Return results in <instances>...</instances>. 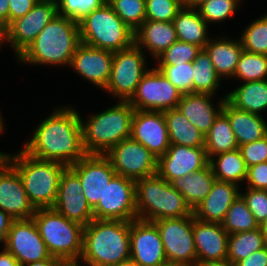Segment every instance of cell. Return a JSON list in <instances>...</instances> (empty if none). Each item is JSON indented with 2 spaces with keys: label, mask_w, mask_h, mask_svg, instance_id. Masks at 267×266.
I'll return each instance as SVG.
<instances>
[{
  "label": "cell",
  "mask_w": 267,
  "mask_h": 266,
  "mask_svg": "<svg viewBox=\"0 0 267 266\" xmlns=\"http://www.w3.org/2000/svg\"><path fill=\"white\" fill-rule=\"evenodd\" d=\"M108 0H56L57 15L81 21L92 11L103 7Z\"/></svg>",
  "instance_id": "43"
},
{
  "label": "cell",
  "mask_w": 267,
  "mask_h": 266,
  "mask_svg": "<svg viewBox=\"0 0 267 266\" xmlns=\"http://www.w3.org/2000/svg\"><path fill=\"white\" fill-rule=\"evenodd\" d=\"M222 111L227 115L238 147L267 135V122L262 115L249 113L225 100Z\"/></svg>",
  "instance_id": "27"
},
{
  "label": "cell",
  "mask_w": 267,
  "mask_h": 266,
  "mask_svg": "<svg viewBox=\"0 0 267 266\" xmlns=\"http://www.w3.org/2000/svg\"><path fill=\"white\" fill-rule=\"evenodd\" d=\"M107 3L134 32L145 21V0H108Z\"/></svg>",
  "instance_id": "41"
},
{
  "label": "cell",
  "mask_w": 267,
  "mask_h": 266,
  "mask_svg": "<svg viewBox=\"0 0 267 266\" xmlns=\"http://www.w3.org/2000/svg\"><path fill=\"white\" fill-rule=\"evenodd\" d=\"M221 224L229 235L260 228L241 195L229 207Z\"/></svg>",
  "instance_id": "37"
},
{
  "label": "cell",
  "mask_w": 267,
  "mask_h": 266,
  "mask_svg": "<svg viewBox=\"0 0 267 266\" xmlns=\"http://www.w3.org/2000/svg\"><path fill=\"white\" fill-rule=\"evenodd\" d=\"M131 221L93 219L83 228L79 262L86 266H113L130 259Z\"/></svg>",
  "instance_id": "2"
},
{
  "label": "cell",
  "mask_w": 267,
  "mask_h": 266,
  "mask_svg": "<svg viewBox=\"0 0 267 266\" xmlns=\"http://www.w3.org/2000/svg\"><path fill=\"white\" fill-rule=\"evenodd\" d=\"M267 246L261 228L230 234L228 237L227 260L233 264L245 259L255 251Z\"/></svg>",
  "instance_id": "36"
},
{
  "label": "cell",
  "mask_w": 267,
  "mask_h": 266,
  "mask_svg": "<svg viewBox=\"0 0 267 266\" xmlns=\"http://www.w3.org/2000/svg\"><path fill=\"white\" fill-rule=\"evenodd\" d=\"M94 219L132 221L137 219L135 181L115 175L103 198L93 208Z\"/></svg>",
  "instance_id": "13"
},
{
  "label": "cell",
  "mask_w": 267,
  "mask_h": 266,
  "mask_svg": "<svg viewBox=\"0 0 267 266\" xmlns=\"http://www.w3.org/2000/svg\"><path fill=\"white\" fill-rule=\"evenodd\" d=\"M79 261H63L59 266H80Z\"/></svg>",
  "instance_id": "61"
},
{
  "label": "cell",
  "mask_w": 267,
  "mask_h": 266,
  "mask_svg": "<svg viewBox=\"0 0 267 266\" xmlns=\"http://www.w3.org/2000/svg\"><path fill=\"white\" fill-rule=\"evenodd\" d=\"M0 209L13 220L30 219L36 211L28 199L21 177L8 161L0 168Z\"/></svg>",
  "instance_id": "22"
},
{
  "label": "cell",
  "mask_w": 267,
  "mask_h": 266,
  "mask_svg": "<svg viewBox=\"0 0 267 266\" xmlns=\"http://www.w3.org/2000/svg\"><path fill=\"white\" fill-rule=\"evenodd\" d=\"M177 40L197 45L204 49L209 41V25L196 8L183 7L173 20Z\"/></svg>",
  "instance_id": "31"
},
{
  "label": "cell",
  "mask_w": 267,
  "mask_h": 266,
  "mask_svg": "<svg viewBox=\"0 0 267 266\" xmlns=\"http://www.w3.org/2000/svg\"><path fill=\"white\" fill-rule=\"evenodd\" d=\"M164 246L168 264L195 266L197 254L193 234V215L154 221Z\"/></svg>",
  "instance_id": "10"
},
{
  "label": "cell",
  "mask_w": 267,
  "mask_h": 266,
  "mask_svg": "<svg viewBox=\"0 0 267 266\" xmlns=\"http://www.w3.org/2000/svg\"><path fill=\"white\" fill-rule=\"evenodd\" d=\"M130 137L143 144L157 158L164 155L170 141L163 112L135 110Z\"/></svg>",
  "instance_id": "19"
},
{
  "label": "cell",
  "mask_w": 267,
  "mask_h": 266,
  "mask_svg": "<svg viewBox=\"0 0 267 266\" xmlns=\"http://www.w3.org/2000/svg\"><path fill=\"white\" fill-rule=\"evenodd\" d=\"M137 219L154 222L193 215L184 196L158 174L135 181Z\"/></svg>",
  "instance_id": "6"
},
{
  "label": "cell",
  "mask_w": 267,
  "mask_h": 266,
  "mask_svg": "<svg viewBox=\"0 0 267 266\" xmlns=\"http://www.w3.org/2000/svg\"><path fill=\"white\" fill-rule=\"evenodd\" d=\"M182 94L193 93L192 62L177 65L155 66Z\"/></svg>",
  "instance_id": "42"
},
{
  "label": "cell",
  "mask_w": 267,
  "mask_h": 266,
  "mask_svg": "<svg viewBox=\"0 0 267 266\" xmlns=\"http://www.w3.org/2000/svg\"><path fill=\"white\" fill-rule=\"evenodd\" d=\"M52 208L82 226H87L94 219L93 209L82 192L80 178L69 166L60 176L57 198Z\"/></svg>",
  "instance_id": "17"
},
{
  "label": "cell",
  "mask_w": 267,
  "mask_h": 266,
  "mask_svg": "<svg viewBox=\"0 0 267 266\" xmlns=\"http://www.w3.org/2000/svg\"><path fill=\"white\" fill-rule=\"evenodd\" d=\"M213 38V39H212ZM209 38L204 50L210 57L217 75L223 80L233 79L243 48L240 40L230 37Z\"/></svg>",
  "instance_id": "28"
},
{
  "label": "cell",
  "mask_w": 267,
  "mask_h": 266,
  "mask_svg": "<svg viewBox=\"0 0 267 266\" xmlns=\"http://www.w3.org/2000/svg\"><path fill=\"white\" fill-rule=\"evenodd\" d=\"M215 180L216 178L208 163L201 170L184 177L175 178L170 183L184 196L186 203L194 210L209 194Z\"/></svg>",
  "instance_id": "29"
},
{
  "label": "cell",
  "mask_w": 267,
  "mask_h": 266,
  "mask_svg": "<svg viewBox=\"0 0 267 266\" xmlns=\"http://www.w3.org/2000/svg\"><path fill=\"white\" fill-rule=\"evenodd\" d=\"M80 43L78 22L56 15L17 60L24 65L68 67Z\"/></svg>",
  "instance_id": "3"
},
{
  "label": "cell",
  "mask_w": 267,
  "mask_h": 266,
  "mask_svg": "<svg viewBox=\"0 0 267 266\" xmlns=\"http://www.w3.org/2000/svg\"><path fill=\"white\" fill-rule=\"evenodd\" d=\"M248 167L267 162V135L262 139L238 147Z\"/></svg>",
  "instance_id": "47"
},
{
  "label": "cell",
  "mask_w": 267,
  "mask_h": 266,
  "mask_svg": "<svg viewBox=\"0 0 267 266\" xmlns=\"http://www.w3.org/2000/svg\"><path fill=\"white\" fill-rule=\"evenodd\" d=\"M2 113L0 112V134L2 135V133H3V131H4V125H5V123H4V120L2 119L3 118V116L1 115Z\"/></svg>",
  "instance_id": "62"
},
{
  "label": "cell",
  "mask_w": 267,
  "mask_h": 266,
  "mask_svg": "<svg viewBox=\"0 0 267 266\" xmlns=\"http://www.w3.org/2000/svg\"><path fill=\"white\" fill-rule=\"evenodd\" d=\"M225 96L235 108L262 115L267 110V79L243 82Z\"/></svg>",
  "instance_id": "30"
},
{
  "label": "cell",
  "mask_w": 267,
  "mask_h": 266,
  "mask_svg": "<svg viewBox=\"0 0 267 266\" xmlns=\"http://www.w3.org/2000/svg\"><path fill=\"white\" fill-rule=\"evenodd\" d=\"M260 228L267 244V219L260 225Z\"/></svg>",
  "instance_id": "59"
},
{
  "label": "cell",
  "mask_w": 267,
  "mask_h": 266,
  "mask_svg": "<svg viewBox=\"0 0 267 266\" xmlns=\"http://www.w3.org/2000/svg\"><path fill=\"white\" fill-rule=\"evenodd\" d=\"M166 119L170 144L204 147L205 135L202 134L178 108L163 111Z\"/></svg>",
  "instance_id": "32"
},
{
  "label": "cell",
  "mask_w": 267,
  "mask_h": 266,
  "mask_svg": "<svg viewBox=\"0 0 267 266\" xmlns=\"http://www.w3.org/2000/svg\"><path fill=\"white\" fill-rule=\"evenodd\" d=\"M56 15V1L38 0L25 16L12 21L6 27V43L10 44L16 58L27 49Z\"/></svg>",
  "instance_id": "14"
},
{
  "label": "cell",
  "mask_w": 267,
  "mask_h": 266,
  "mask_svg": "<svg viewBox=\"0 0 267 266\" xmlns=\"http://www.w3.org/2000/svg\"><path fill=\"white\" fill-rule=\"evenodd\" d=\"M9 0H0V21L8 26Z\"/></svg>",
  "instance_id": "54"
},
{
  "label": "cell",
  "mask_w": 267,
  "mask_h": 266,
  "mask_svg": "<svg viewBox=\"0 0 267 266\" xmlns=\"http://www.w3.org/2000/svg\"><path fill=\"white\" fill-rule=\"evenodd\" d=\"M113 52L84 43L77 46L69 67L98 89L104 90L110 79Z\"/></svg>",
  "instance_id": "20"
},
{
  "label": "cell",
  "mask_w": 267,
  "mask_h": 266,
  "mask_svg": "<svg viewBox=\"0 0 267 266\" xmlns=\"http://www.w3.org/2000/svg\"><path fill=\"white\" fill-rule=\"evenodd\" d=\"M235 80L251 82L267 79V55L242 51L237 63Z\"/></svg>",
  "instance_id": "38"
},
{
  "label": "cell",
  "mask_w": 267,
  "mask_h": 266,
  "mask_svg": "<svg viewBox=\"0 0 267 266\" xmlns=\"http://www.w3.org/2000/svg\"><path fill=\"white\" fill-rule=\"evenodd\" d=\"M193 234L197 262L227 260L229 234L222 224L200 221L193 215Z\"/></svg>",
  "instance_id": "23"
},
{
  "label": "cell",
  "mask_w": 267,
  "mask_h": 266,
  "mask_svg": "<svg viewBox=\"0 0 267 266\" xmlns=\"http://www.w3.org/2000/svg\"><path fill=\"white\" fill-rule=\"evenodd\" d=\"M80 178L82 192L93 209L103 198L106 186L116 175L105 154H86L69 166Z\"/></svg>",
  "instance_id": "16"
},
{
  "label": "cell",
  "mask_w": 267,
  "mask_h": 266,
  "mask_svg": "<svg viewBox=\"0 0 267 266\" xmlns=\"http://www.w3.org/2000/svg\"><path fill=\"white\" fill-rule=\"evenodd\" d=\"M5 248L21 266L51 257L33 218L12 221Z\"/></svg>",
  "instance_id": "15"
},
{
  "label": "cell",
  "mask_w": 267,
  "mask_h": 266,
  "mask_svg": "<svg viewBox=\"0 0 267 266\" xmlns=\"http://www.w3.org/2000/svg\"><path fill=\"white\" fill-rule=\"evenodd\" d=\"M214 95L207 93H191L181 96L177 105L179 111L191 122L199 131L206 135L213 125L215 118L223 109L226 96L220 98L218 105L213 101Z\"/></svg>",
  "instance_id": "25"
},
{
  "label": "cell",
  "mask_w": 267,
  "mask_h": 266,
  "mask_svg": "<svg viewBox=\"0 0 267 266\" xmlns=\"http://www.w3.org/2000/svg\"><path fill=\"white\" fill-rule=\"evenodd\" d=\"M12 221L13 219L11 216L7 212L0 209V245H3L1 248H5L6 237L8 231L10 230Z\"/></svg>",
  "instance_id": "51"
},
{
  "label": "cell",
  "mask_w": 267,
  "mask_h": 266,
  "mask_svg": "<svg viewBox=\"0 0 267 266\" xmlns=\"http://www.w3.org/2000/svg\"><path fill=\"white\" fill-rule=\"evenodd\" d=\"M62 262V260L51 256L48 259L31 262L23 266H59Z\"/></svg>",
  "instance_id": "53"
},
{
  "label": "cell",
  "mask_w": 267,
  "mask_h": 266,
  "mask_svg": "<svg viewBox=\"0 0 267 266\" xmlns=\"http://www.w3.org/2000/svg\"><path fill=\"white\" fill-rule=\"evenodd\" d=\"M117 102L84 121L81 117L83 146L87 154H105L122 140L130 138L135 109L129 101Z\"/></svg>",
  "instance_id": "4"
},
{
  "label": "cell",
  "mask_w": 267,
  "mask_h": 266,
  "mask_svg": "<svg viewBox=\"0 0 267 266\" xmlns=\"http://www.w3.org/2000/svg\"><path fill=\"white\" fill-rule=\"evenodd\" d=\"M209 164L218 181L230 182L238 186L246 181L248 168L239 149L212 156Z\"/></svg>",
  "instance_id": "33"
},
{
  "label": "cell",
  "mask_w": 267,
  "mask_h": 266,
  "mask_svg": "<svg viewBox=\"0 0 267 266\" xmlns=\"http://www.w3.org/2000/svg\"><path fill=\"white\" fill-rule=\"evenodd\" d=\"M130 246V258L138 266L168 265L159 229L154 222L132 220Z\"/></svg>",
  "instance_id": "18"
},
{
  "label": "cell",
  "mask_w": 267,
  "mask_h": 266,
  "mask_svg": "<svg viewBox=\"0 0 267 266\" xmlns=\"http://www.w3.org/2000/svg\"><path fill=\"white\" fill-rule=\"evenodd\" d=\"M204 1L206 0H182V5L187 8H196Z\"/></svg>",
  "instance_id": "56"
},
{
  "label": "cell",
  "mask_w": 267,
  "mask_h": 266,
  "mask_svg": "<svg viewBox=\"0 0 267 266\" xmlns=\"http://www.w3.org/2000/svg\"><path fill=\"white\" fill-rule=\"evenodd\" d=\"M240 186L215 180L206 198L193 210V215L200 221L222 223L229 207L239 197Z\"/></svg>",
  "instance_id": "24"
},
{
  "label": "cell",
  "mask_w": 267,
  "mask_h": 266,
  "mask_svg": "<svg viewBox=\"0 0 267 266\" xmlns=\"http://www.w3.org/2000/svg\"><path fill=\"white\" fill-rule=\"evenodd\" d=\"M113 266H138L133 259H128Z\"/></svg>",
  "instance_id": "58"
},
{
  "label": "cell",
  "mask_w": 267,
  "mask_h": 266,
  "mask_svg": "<svg viewBox=\"0 0 267 266\" xmlns=\"http://www.w3.org/2000/svg\"><path fill=\"white\" fill-rule=\"evenodd\" d=\"M182 8V0H146L145 20L173 22Z\"/></svg>",
  "instance_id": "45"
},
{
  "label": "cell",
  "mask_w": 267,
  "mask_h": 266,
  "mask_svg": "<svg viewBox=\"0 0 267 266\" xmlns=\"http://www.w3.org/2000/svg\"><path fill=\"white\" fill-rule=\"evenodd\" d=\"M146 60V54L135 43L126 49L113 52L110 79L103 91L119 101H129L141 78L150 69Z\"/></svg>",
  "instance_id": "9"
},
{
  "label": "cell",
  "mask_w": 267,
  "mask_h": 266,
  "mask_svg": "<svg viewBox=\"0 0 267 266\" xmlns=\"http://www.w3.org/2000/svg\"><path fill=\"white\" fill-rule=\"evenodd\" d=\"M8 153H4L0 151V168L5 164V162L8 160Z\"/></svg>",
  "instance_id": "60"
},
{
  "label": "cell",
  "mask_w": 267,
  "mask_h": 266,
  "mask_svg": "<svg viewBox=\"0 0 267 266\" xmlns=\"http://www.w3.org/2000/svg\"><path fill=\"white\" fill-rule=\"evenodd\" d=\"M176 41L173 22L145 20L134 32V43L143 52H149L154 60Z\"/></svg>",
  "instance_id": "26"
},
{
  "label": "cell",
  "mask_w": 267,
  "mask_h": 266,
  "mask_svg": "<svg viewBox=\"0 0 267 266\" xmlns=\"http://www.w3.org/2000/svg\"><path fill=\"white\" fill-rule=\"evenodd\" d=\"M105 155L117 175L137 181L157 174L158 158L131 137L113 146Z\"/></svg>",
  "instance_id": "12"
},
{
  "label": "cell",
  "mask_w": 267,
  "mask_h": 266,
  "mask_svg": "<svg viewBox=\"0 0 267 266\" xmlns=\"http://www.w3.org/2000/svg\"><path fill=\"white\" fill-rule=\"evenodd\" d=\"M7 161L17 170L34 208H52L57 198L60 176L67 166L58 161L34 158L22 148L17 154H8Z\"/></svg>",
  "instance_id": "5"
},
{
  "label": "cell",
  "mask_w": 267,
  "mask_h": 266,
  "mask_svg": "<svg viewBox=\"0 0 267 266\" xmlns=\"http://www.w3.org/2000/svg\"><path fill=\"white\" fill-rule=\"evenodd\" d=\"M37 1L38 0H9L8 25L12 21L25 16Z\"/></svg>",
  "instance_id": "49"
},
{
  "label": "cell",
  "mask_w": 267,
  "mask_h": 266,
  "mask_svg": "<svg viewBox=\"0 0 267 266\" xmlns=\"http://www.w3.org/2000/svg\"><path fill=\"white\" fill-rule=\"evenodd\" d=\"M166 266H185V265H175V264H168Z\"/></svg>",
  "instance_id": "63"
},
{
  "label": "cell",
  "mask_w": 267,
  "mask_h": 266,
  "mask_svg": "<svg viewBox=\"0 0 267 266\" xmlns=\"http://www.w3.org/2000/svg\"><path fill=\"white\" fill-rule=\"evenodd\" d=\"M0 266H21L19 261L6 249L0 251Z\"/></svg>",
  "instance_id": "52"
},
{
  "label": "cell",
  "mask_w": 267,
  "mask_h": 266,
  "mask_svg": "<svg viewBox=\"0 0 267 266\" xmlns=\"http://www.w3.org/2000/svg\"><path fill=\"white\" fill-rule=\"evenodd\" d=\"M209 163L204 147L170 144L166 153L158 158L157 174L166 181L184 177L201 170Z\"/></svg>",
  "instance_id": "21"
},
{
  "label": "cell",
  "mask_w": 267,
  "mask_h": 266,
  "mask_svg": "<svg viewBox=\"0 0 267 266\" xmlns=\"http://www.w3.org/2000/svg\"><path fill=\"white\" fill-rule=\"evenodd\" d=\"M238 39L244 51L267 55V13L250 22Z\"/></svg>",
  "instance_id": "39"
},
{
  "label": "cell",
  "mask_w": 267,
  "mask_h": 266,
  "mask_svg": "<svg viewBox=\"0 0 267 266\" xmlns=\"http://www.w3.org/2000/svg\"><path fill=\"white\" fill-rule=\"evenodd\" d=\"M246 183L247 188L267 190V162L248 167Z\"/></svg>",
  "instance_id": "48"
},
{
  "label": "cell",
  "mask_w": 267,
  "mask_h": 266,
  "mask_svg": "<svg viewBox=\"0 0 267 266\" xmlns=\"http://www.w3.org/2000/svg\"><path fill=\"white\" fill-rule=\"evenodd\" d=\"M240 195L254 215V218L261 225L267 219V190L247 188L245 193Z\"/></svg>",
  "instance_id": "46"
},
{
  "label": "cell",
  "mask_w": 267,
  "mask_h": 266,
  "mask_svg": "<svg viewBox=\"0 0 267 266\" xmlns=\"http://www.w3.org/2000/svg\"><path fill=\"white\" fill-rule=\"evenodd\" d=\"M181 96L177 88L153 67L141 78L129 103L135 110L163 112L177 108Z\"/></svg>",
  "instance_id": "11"
},
{
  "label": "cell",
  "mask_w": 267,
  "mask_h": 266,
  "mask_svg": "<svg viewBox=\"0 0 267 266\" xmlns=\"http://www.w3.org/2000/svg\"><path fill=\"white\" fill-rule=\"evenodd\" d=\"M195 266H236V265L228 260H224V261L197 262Z\"/></svg>",
  "instance_id": "55"
},
{
  "label": "cell",
  "mask_w": 267,
  "mask_h": 266,
  "mask_svg": "<svg viewBox=\"0 0 267 266\" xmlns=\"http://www.w3.org/2000/svg\"><path fill=\"white\" fill-rule=\"evenodd\" d=\"M201 48L197 45L177 40L157 59L158 65H177L193 62Z\"/></svg>",
  "instance_id": "44"
},
{
  "label": "cell",
  "mask_w": 267,
  "mask_h": 266,
  "mask_svg": "<svg viewBox=\"0 0 267 266\" xmlns=\"http://www.w3.org/2000/svg\"><path fill=\"white\" fill-rule=\"evenodd\" d=\"M79 24L80 41L86 45L120 51L134 43V31L106 3L85 16Z\"/></svg>",
  "instance_id": "8"
},
{
  "label": "cell",
  "mask_w": 267,
  "mask_h": 266,
  "mask_svg": "<svg viewBox=\"0 0 267 266\" xmlns=\"http://www.w3.org/2000/svg\"><path fill=\"white\" fill-rule=\"evenodd\" d=\"M243 0H206L196 7L208 25L230 19L240 8Z\"/></svg>",
  "instance_id": "40"
},
{
  "label": "cell",
  "mask_w": 267,
  "mask_h": 266,
  "mask_svg": "<svg viewBox=\"0 0 267 266\" xmlns=\"http://www.w3.org/2000/svg\"><path fill=\"white\" fill-rule=\"evenodd\" d=\"M5 42H6V27L0 21V50H1V47L4 46L3 44H6Z\"/></svg>",
  "instance_id": "57"
},
{
  "label": "cell",
  "mask_w": 267,
  "mask_h": 266,
  "mask_svg": "<svg viewBox=\"0 0 267 266\" xmlns=\"http://www.w3.org/2000/svg\"><path fill=\"white\" fill-rule=\"evenodd\" d=\"M33 132L22 149L34 158L58 161L68 167L87 154L83 146L81 116L72 105L54 108Z\"/></svg>",
  "instance_id": "1"
},
{
  "label": "cell",
  "mask_w": 267,
  "mask_h": 266,
  "mask_svg": "<svg viewBox=\"0 0 267 266\" xmlns=\"http://www.w3.org/2000/svg\"><path fill=\"white\" fill-rule=\"evenodd\" d=\"M236 266H267V246L255 251L243 260L238 261Z\"/></svg>",
  "instance_id": "50"
},
{
  "label": "cell",
  "mask_w": 267,
  "mask_h": 266,
  "mask_svg": "<svg viewBox=\"0 0 267 266\" xmlns=\"http://www.w3.org/2000/svg\"><path fill=\"white\" fill-rule=\"evenodd\" d=\"M204 148L208 160L217 154L238 149L229 119L223 111L215 118L213 125L205 135Z\"/></svg>",
  "instance_id": "34"
},
{
  "label": "cell",
  "mask_w": 267,
  "mask_h": 266,
  "mask_svg": "<svg viewBox=\"0 0 267 266\" xmlns=\"http://www.w3.org/2000/svg\"><path fill=\"white\" fill-rule=\"evenodd\" d=\"M32 218L52 257L62 261L80 260L84 226L67 219L53 208L36 209Z\"/></svg>",
  "instance_id": "7"
},
{
  "label": "cell",
  "mask_w": 267,
  "mask_h": 266,
  "mask_svg": "<svg viewBox=\"0 0 267 266\" xmlns=\"http://www.w3.org/2000/svg\"><path fill=\"white\" fill-rule=\"evenodd\" d=\"M193 93L215 95L221 86L222 79L217 75L209 55L204 49L197 54L192 62Z\"/></svg>",
  "instance_id": "35"
}]
</instances>
